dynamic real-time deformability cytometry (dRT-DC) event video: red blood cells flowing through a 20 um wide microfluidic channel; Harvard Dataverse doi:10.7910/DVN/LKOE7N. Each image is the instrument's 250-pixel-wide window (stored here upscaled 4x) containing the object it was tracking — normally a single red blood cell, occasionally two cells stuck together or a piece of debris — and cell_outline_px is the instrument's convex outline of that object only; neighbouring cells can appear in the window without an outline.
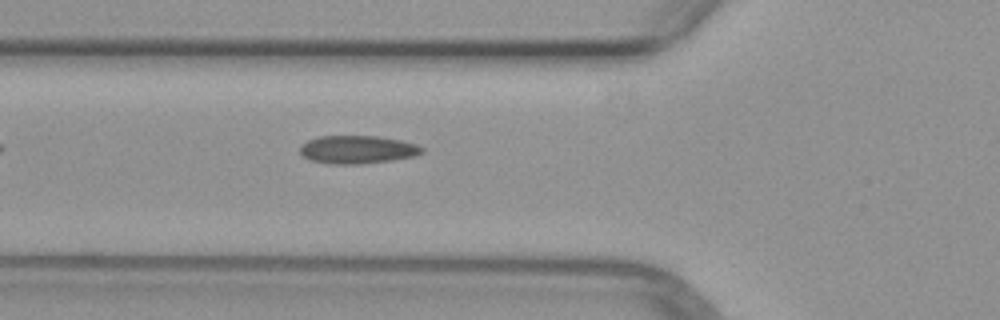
{"species": "common noctule bat (a hibernating species)", "species_latin": "Nyctalus noctula", "temperature_condition": "warm", "stored_images_in_passage": 6, "segment_of_instrument_passage": [1, 2], "camera_frame_rate_fps": 3000, "um_per_image_px": 0.085, "animal": {"sex": "female", "body_mass_g": 29.2, "forearm_length_mm": 56.3}, "frame": {"image": 1, "passage_image": 5, "time_ms": 4.667, "image_size_px": [1000, 320], "cell_outline_px": [[424, 152], [416, 156], [392, 160], [360, 164], [332, 164], [312, 160], [304, 156], [300, 152], [300, 148], [308, 140], [320, 136], [380, 136], [400, 140], [416, 144], [424, 148]], "centroid_in_image_um": [30.43, 12.71], "position_along_channel_um": 95.4, "area_um2": 19.88}}